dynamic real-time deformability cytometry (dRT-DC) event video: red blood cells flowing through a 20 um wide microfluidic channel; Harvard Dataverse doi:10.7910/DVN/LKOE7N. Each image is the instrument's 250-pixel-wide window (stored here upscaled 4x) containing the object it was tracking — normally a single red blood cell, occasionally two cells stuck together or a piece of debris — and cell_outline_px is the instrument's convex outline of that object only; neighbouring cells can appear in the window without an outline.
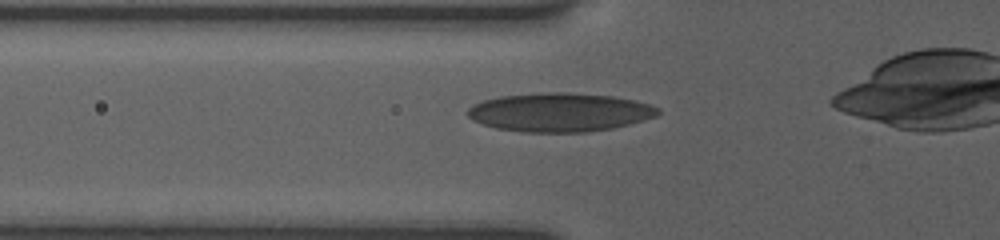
{"species": "human", "species_latin": "Homo sapiens", "temperature_condition": "room temperature", "stored_images_in_passage": 48, "camera_frame_rate_fps": 3000, "um_per_image_px": 0.085, "donor": {"sex": "female"}, "frame": {"image": 1, "passage_image": 3, "time_ms": 0.333, "image_size_px": [1000, 240], "cell_outline_px": [[660, 112], [656, 116], [628, 124], [612, 128], [588, 132], [524, 132], [496, 128], [472, 120], [464, 112], [472, 104], [484, 100], [500, 96], [544, 92], [564, 92], [612, 96], [636, 100], [660, 108]], "centroid_in_image_um": [47.55, 9.54], "position_along_channel_um": 78.3, "area_um2": 43.0}}
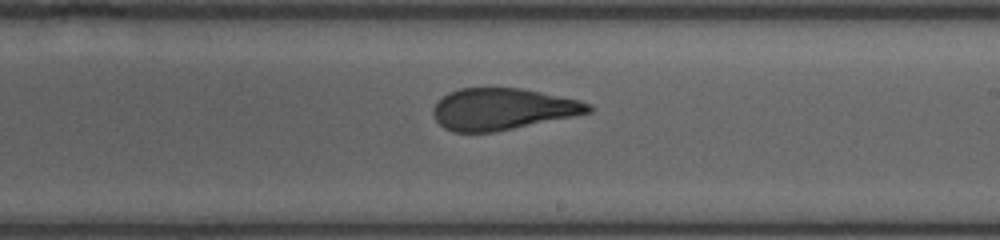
{"frame": {"image": 2, "passage_image": 27, "time_ms": 4.667, "image_size_px": [1000, 240], "cell_outline_px": [[592, 112], [492, 132], [452, 132], [444, 128], [436, 120], [432, 112], [432, 108], [448, 92], [460, 88], [520, 88], [580, 100], [592, 104]], "centroid_in_image_um": [42.69, 9.26], "position_along_channel_um": 246.3, "area_um2": 37.22}}
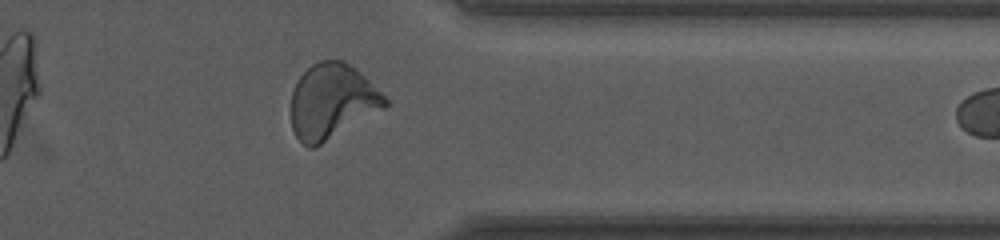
{"frame": {"image": 3, "passage_image": 44, "time_ms": 8.333, "image_size_px": [1000, 240], "cell_outline_px": [[388, 104], [384, 108], [316, 148], [308, 148], [296, 136], [292, 128], [292, 92], [300, 76], [312, 64], [320, 60], [344, 60], [356, 68], [388, 100]], "centroid_in_image_um": [28.21, 8.63], "position_along_channel_um": 383.2, "area_um2": 40.75}}